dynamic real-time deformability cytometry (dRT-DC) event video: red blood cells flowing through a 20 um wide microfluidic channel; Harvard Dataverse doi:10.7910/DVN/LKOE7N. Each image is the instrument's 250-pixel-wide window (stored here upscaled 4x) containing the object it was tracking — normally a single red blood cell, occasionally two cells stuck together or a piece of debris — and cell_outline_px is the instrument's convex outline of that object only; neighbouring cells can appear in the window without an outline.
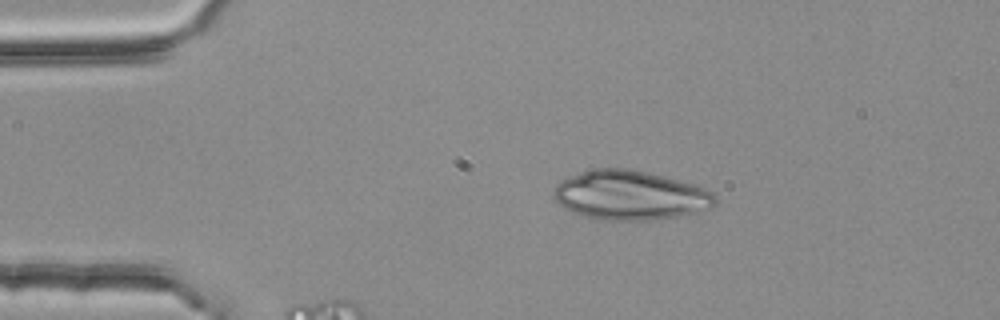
{"species": "common noctule bat (a hibernating species)", "species_latin": "Nyctalus noctula", "temperature_condition": "room temperature", "stored_images_in_passage": 4, "camera_frame_rate_fps": 3000, "um_per_image_px": 0.085, "animal": {"sex": "female", "body_mass_g": 25.1}, "frame": {"image": 1, "passage_image": 1, "time_ms": 0.0, "image_size_px": [1000, 320], "cell_outline_px": [[716, 204], [712, 208], [696, 212], [676, 216], [648, 220], [600, 220], [584, 216], [572, 212], [560, 204], [552, 196], [552, 192], [556, 184], [572, 176], [592, 168], [628, 168], [648, 172], [664, 176], [708, 188], [716, 196]], "centroid_in_image_um": [53.58, 16.59], "position_along_channel_um": 31.4, "area_um2": 46.47}}